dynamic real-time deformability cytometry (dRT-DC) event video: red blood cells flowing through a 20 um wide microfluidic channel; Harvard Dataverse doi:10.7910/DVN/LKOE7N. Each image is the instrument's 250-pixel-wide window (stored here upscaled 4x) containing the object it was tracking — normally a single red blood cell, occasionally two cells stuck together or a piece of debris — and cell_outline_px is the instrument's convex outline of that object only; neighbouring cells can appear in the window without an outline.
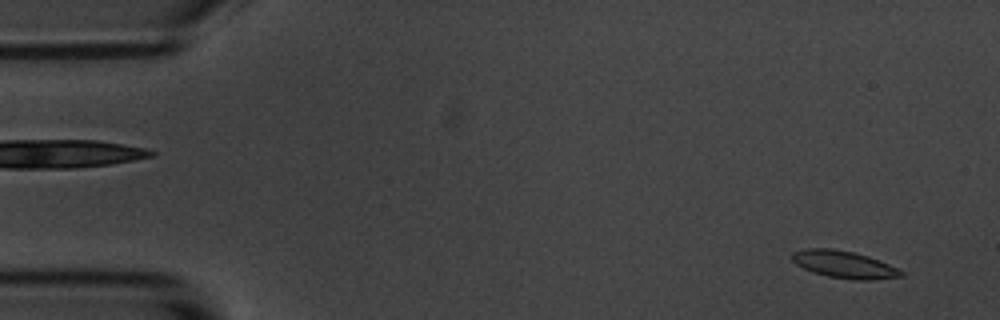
{"species": "common noctule bat (a hibernating species)", "species_latin": "Nyctalus noctula", "temperature_condition": "room temperature", "stored_images_in_passage": 56, "camera_frame_rate_fps": 3000, "um_per_image_px": 0.085, "animal": {"sex": "male", "body_mass_g": 20.1, "forearm_length_mm": 53.5}, "frame": {"image": 1, "passage_image": 3, "time_ms": 0.667, "image_size_px": [1000, 320], "cell_outline_px": [[904, 276], [868, 280], [856, 280], [828, 276], [812, 272], [796, 264], [792, 260], [792, 252], [808, 248], [828, 248], [852, 252], [868, 256], [888, 264], [904, 272]], "centroid_in_image_um": [71.73, 22.48], "position_along_channel_um": 13.3, "area_um2": 17.05}}
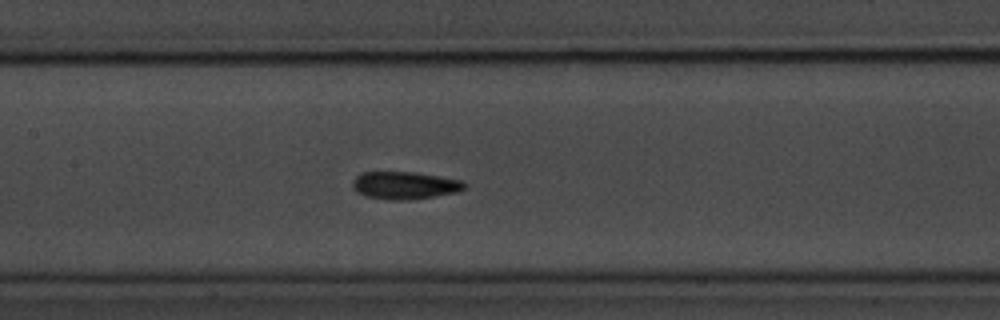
{"frame": {"image": 2, "passage_image": 26, "time_ms": 8.333, "image_size_px": [1000, 320], "cell_outline_px": [[464, 188], [460, 192], [412, 200], [388, 200], [364, 196], [356, 192], [352, 188], [352, 180], [356, 176], [364, 172], [416, 172], [460, 180], [464, 184]], "centroid_in_image_um": [34.36, 15.77], "position_along_channel_um": 173.0, "area_um2": 18.15}}
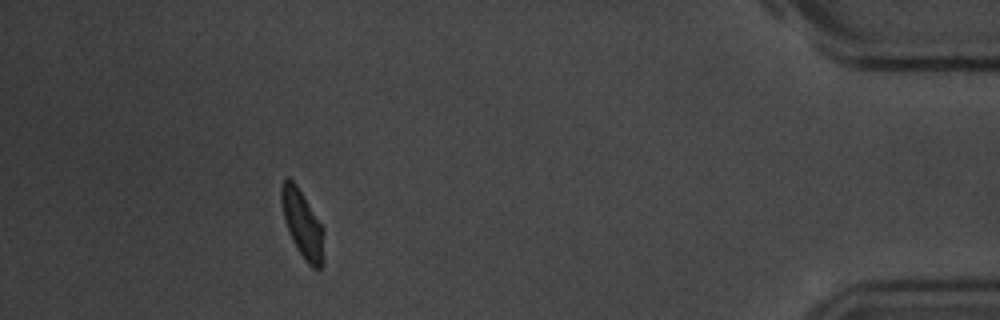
{"frame": {"image": 3, "passage_image": 51, "time_ms": 16.667, "image_size_px": [1000, 320], "cell_outline_px": [[324, 264], [320, 268], [312, 268], [304, 260], [296, 248], [292, 240], [284, 220], [280, 200], [280, 188], [284, 180], [288, 176], [296, 184], [324, 228]], "centroid_in_image_um": [25.72, 19.07], "position_along_channel_um": 409.5, "area_um2": 16.99}, "authors_computed_cell_mechanics": {"area_um2": 17.051, "velocity_mm_per_s": 3.5203, "shape_relaxation_time_tau1_ms": 4.034, "shape_relaxation_time_tau2_ms": 7.8121, "deformation_change_tau1": 0.134, "deformation_change_tau2": 0.1095}}